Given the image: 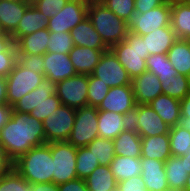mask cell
<instances>
[{"label": "cell", "mask_w": 190, "mask_h": 191, "mask_svg": "<svg viewBox=\"0 0 190 191\" xmlns=\"http://www.w3.org/2000/svg\"><path fill=\"white\" fill-rule=\"evenodd\" d=\"M46 143L42 121L29 113L12 110L10 119L0 130V150L12 161L31 148Z\"/></svg>", "instance_id": "6da1fadb"}, {"label": "cell", "mask_w": 190, "mask_h": 191, "mask_svg": "<svg viewBox=\"0 0 190 191\" xmlns=\"http://www.w3.org/2000/svg\"><path fill=\"white\" fill-rule=\"evenodd\" d=\"M13 167L30 184L53 182L50 143L31 148L13 162Z\"/></svg>", "instance_id": "7a4b0ae2"}, {"label": "cell", "mask_w": 190, "mask_h": 191, "mask_svg": "<svg viewBox=\"0 0 190 191\" xmlns=\"http://www.w3.org/2000/svg\"><path fill=\"white\" fill-rule=\"evenodd\" d=\"M87 17L109 49L124 41L129 33L128 23L117 17L99 0L89 1Z\"/></svg>", "instance_id": "3957f363"}, {"label": "cell", "mask_w": 190, "mask_h": 191, "mask_svg": "<svg viewBox=\"0 0 190 191\" xmlns=\"http://www.w3.org/2000/svg\"><path fill=\"white\" fill-rule=\"evenodd\" d=\"M119 63L126 69L131 79L147 71L146 60L150 55L145 47V39L129 31L125 40L110 48Z\"/></svg>", "instance_id": "277c9868"}, {"label": "cell", "mask_w": 190, "mask_h": 191, "mask_svg": "<svg viewBox=\"0 0 190 191\" xmlns=\"http://www.w3.org/2000/svg\"><path fill=\"white\" fill-rule=\"evenodd\" d=\"M50 149L53 159V182L60 185L76 179L77 147L68 141H60L50 143Z\"/></svg>", "instance_id": "5b68a950"}, {"label": "cell", "mask_w": 190, "mask_h": 191, "mask_svg": "<svg viewBox=\"0 0 190 191\" xmlns=\"http://www.w3.org/2000/svg\"><path fill=\"white\" fill-rule=\"evenodd\" d=\"M5 78L8 104L12 107L19 99L42 83L45 76L22 67L16 61L13 70Z\"/></svg>", "instance_id": "8992f818"}, {"label": "cell", "mask_w": 190, "mask_h": 191, "mask_svg": "<svg viewBox=\"0 0 190 191\" xmlns=\"http://www.w3.org/2000/svg\"><path fill=\"white\" fill-rule=\"evenodd\" d=\"M97 137L98 109L90 106L76 109L74 125L67 141L74 147H84Z\"/></svg>", "instance_id": "52a82bcc"}, {"label": "cell", "mask_w": 190, "mask_h": 191, "mask_svg": "<svg viewBox=\"0 0 190 191\" xmlns=\"http://www.w3.org/2000/svg\"><path fill=\"white\" fill-rule=\"evenodd\" d=\"M171 24V4L166 2L145 13L135 11L128 21V30L137 35H147L155 29Z\"/></svg>", "instance_id": "ba28073f"}, {"label": "cell", "mask_w": 190, "mask_h": 191, "mask_svg": "<svg viewBox=\"0 0 190 191\" xmlns=\"http://www.w3.org/2000/svg\"><path fill=\"white\" fill-rule=\"evenodd\" d=\"M76 109L61 104L42 121L46 143L67 141L74 125Z\"/></svg>", "instance_id": "9c48e42d"}, {"label": "cell", "mask_w": 190, "mask_h": 191, "mask_svg": "<svg viewBox=\"0 0 190 191\" xmlns=\"http://www.w3.org/2000/svg\"><path fill=\"white\" fill-rule=\"evenodd\" d=\"M130 127L140 137L169 134L170 126L154 111L149 104H136L130 117Z\"/></svg>", "instance_id": "30bf717a"}, {"label": "cell", "mask_w": 190, "mask_h": 191, "mask_svg": "<svg viewBox=\"0 0 190 191\" xmlns=\"http://www.w3.org/2000/svg\"><path fill=\"white\" fill-rule=\"evenodd\" d=\"M88 75L76 74L56 83L61 104L75 109L87 107Z\"/></svg>", "instance_id": "8fae6325"}, {"label": "cell", "mask_w": 190, "mask_h": 191, "mask_svg": "<svg viewBox=\"0 0 190 191\" xmlns=\"http://www.w3.org/2000/svg\"><path fill=\"white\" fill-rule=\"evenodd\" d=\"M92 75L101 79V82L107 84L110 88L131 85L132 81L111 49L104 51Z\"/></svg>", "instance_id": "7c38bea8"}, {"label": "cell", "mask_w": 190, "mask_h": 191, "mask_svg": "<svg viewBox=\"0 0 190 191\" xmlns=\"http://www.w3.org/2000/svg\"><path fill=\"white\" fill-rule=\"evenodd\" d=\"M90 0H69L68 3L50 17L47 23L49 31L70 32L78 23L87 17Z\"/></svg>", "instance_id": "4fadbf2b"}, {"label": "cell", "mask_w": 190, "mask_h": 191, "mask_svg": "<svg viewBox=\"0 0 190 191\" xmlns=\"http://www.w3.org/2000/svg\"><path fill=\"white\" fill-rule=\"evenodd\" d=\"M135 107L136 102L132 85H124L110 88L108 94L97 109L131 117Z\"/></svg>", "instance_id": "5bb4252c"}, {"label": "cell", "mask_w": 190, "mask_h": 191, "mask_svg": "<svg viewBox=\"0 0 190 191\" xmlns=\"http://www.w3.org/2000/svg\"><path fill=\"white\" fill-rule=\"evenodd\" d=\"M45 77L55 84L76 75L69 54L46 52L43 54Z\"/></svg>", "instance_id": "9a60e30c"}, {"label": "cell", "mask_w": 190, "mask_h": 191, "mask_svg": "<svg viewBox=\"0 0 190 191\" xmlns=\"http://www.w3.org/2000/svg\"><path fill=\"white\" fill-rule=\"evenodd\" d=\"M136 104H148L163 94L161 81L155 74L146 71L131 81Z\"/></svg>", "instance_id": "2e32d148"}, {"label": "cell", "mask_w": 190, "mask_h": 191, "mask_svg": "<svg viewBox=\"0 0 190 191\" xmlns=\"http://www.w3.org/2000/svg\"><path fill=\"white\" fill-rule=\"evenodd\" d=\"M142 179L147 191H167L169 189L165 162L151 158H141Z\"/></svg>", "instance_id": "e0dca14e"}, {"label": "cell", "mask_w": 190, "mask_h": 191, "mask_svg": "<svg viewBox=\"0 0 190 191\" xmlns=\"http://www.w3.org/2000/svg\"><path fill=\"white\" fill-rule=\"evenodd\" d=\"M56 94V84L49 78L45 77L34 90L24 95L13 106L12 110L20 113H30L34 107L41 102Z\"/></svg>", "instance_id": "ac0fdd59"}, {"label": "cell", "mask_w": 190, "mask_h": 191, "mask_svg": "<svg viewBox=\"0 0 190 191\" xmlns=\"http://www.w3.org/2000/svg\"><path fill=\"white\" fill-rule=\"evenodd\" d=\"M130 127L127 115L98 110V135L105 139H115L122 131Z\"/></svg>", "instance_id": "d6986e66"}, {"label": "cell", "mask_w": 190, "mask_h": 191, "mask_svg": "<svg viewBox=\"0 0 190 191\" xmlns=\"http://www.w3.org/2000/svg\"><path fill=\"white\" fill-rule=\"evenodd\" d=\"M106 50L74 46L68 54L77 74L91 75Z\"/></svg>", "instance_id": "ffe728a7"}, {"label": "cell", "mask_w": 190, "mask_h": 191, "mask_svg": "<svg viewBox=\"0 0 190 191\" xmlns=\"http://www.w3.org/2000/svg\"><path fill=\"white\" fill-rule=\"evenodd\" d=\"M74 46L92 49H109L97 33L88 17L84 18L71 31Z\"/></svg>", "instance_id": "44dd1931"}, {"label": "cell", "mask_w": 190, "mask_h": 191, "mask_svg": "<svg viewBox=\"0 0 190 191\" xmlns=\"http://www.w3.org/2000/svg\"><path fill=\"white\" fill-rule=\"evenodd\" d=\"M148 104L170 127L180 124V100L165 94H161Z\"/></svg>", "instance_id": "7402d4cb"}, {"label": "cell", "mask_w": 190, "mask_h": 191, "mask_svg": "<svg viewBox=\"0 0 190 191\" xmlns=\"http://www.w3.org/2000/svg\"><path fill=\"white\" fill-rule=\"evenodd\" d=\"M30 2L0 0V24L5 33L12 34L18 27Z\"/></svg>", "instance_id": "603a6c76"}, {"label": "cell", "mask_w": 190, "mask_h": 191, "mask_svg": "<svg viewBox=\"0 0 190 191\" xmlns=\"http://www.w3.org/2000/svg\"><path fill=\"white\" fill-rule=\"evenodd\" d=\"M50 18L41 13L33 4L25 11L17 29L11 34L14 43L23 36L46 29Z\"/></svg>", "instance_id": "cb8c5ba5"}, {"label": "cell", "mask_w": 190, "mask_h": 191, "mask_svg": "<svg viewBox=\"0 0 190 191\" xmlns=\"http://www.w3.org/2000/svg\"><path fill=\"white\" fill-rule=\"evenodd\" d=\"M171 156L169 134L141 137V158L165 162Z\"/></svg>", "instance_id": "d4e9b609"}, {"label": "cell", "mask_w": 190, "mask_h": 191, "mask_svg": "<svg viewBox=\"0 0 190 191\" xmlns=\"http://www.w3.org/2000/svg\"><path fill=\"white\" fill-rule=\"evenodd\" d=\"M142 37L145 39V47L150 55L167 54L168 50L177 40L171 25L155 29V31L147 35H142Z\"/></svg>", "instance_id": "484cf974"}, {"label": "cell", "mask_w": 190, "mask_h": 191, "mask_svg": "<svg viewBox=\"0 0 190 191\" xmlns=\"http://www.w3.org/2000/svg\"><path fill=\"white\" fill-rule=\"evenodd\" d=\"M49 39L50 31L48 28L20 37L15 42L17 54L43 55L47 52Z\"/></svg>", "instance_id": "4316f807"}, {"label": "cell", "mask_w": 190, "mask_h": 191, "mask_svg": "<svg viewBox=\"0 0 190 191\" xmlns=\"http://www.w3.org/2000/svg\"><path fill=\"white\" fill-rule=\"evenodd\" d=\"M115 155L141 158V137L131 127L122 131L113 139Z\"/></svg>", "instance_id": "83f0119b"}, {"label": "cell", "mask_w": 190, "mask_h": 191, "mask_svg": "<svg viewBox=\"0 0 190 191\" xmlns=\"http://www.w3.org/2000/svg\"><path fill=\"white\" fill-rule=\"evenodd\" d=\"M166 179L169 189L183 191L189 175L185 156H171L165 161Z\"/></svg>", "instance_id": "f1b7e54d"}, {"label": "cell", "mask_w": 190, "mask_h": 191, "mask_svg": "<svg viewBox=\"0 0 190 191\" xmlns=\"http://www.w3.org/2000/svg\"><path fill=\"white\" fill-rule=\"evenodd\" d=\"M171 27L177 39L190 40V4H171Z\"/></svg>", "instance_id": "f546056e"}, {"label": "cell", "mask_w": 190, "mask_h": 191, "mask_svg": "<svg viewBox=\"0 0 190 191\" xmlns=\"http://www.w3.org/2000/svg\"><path fill=\"white\" fill-rule=\"evenodd\" d=\"M168 60L177 70L178 74L188 77L190 70V42L189 40L177 39L167 52Z\"/></svg>", "instance_id": "4dcf8cb0"}, {"label": "cell", "mask_w": 190, "mask_h": 191, "mask_svg": "<svg viewBox=\"0 0 190 191\" xmlns=\"http://www.w3.org/2000/svg\"><path fill=\"white\" fill-rule=\"evenodd\" d=\"M117 183L142 174L141 158L117 156L110 163Z\"/></svg>", "instance_id": "1f68e13d"}, {"label": "cell", "mask_w": 190, "mask_h": 191, "mask_svg": "<svg viewBox=\"0 0 190 191\" xmlns=\"http://www.w3.org/2000/svg\"><path fill=\"white\" fill-rule=\"evenodd\" d=\"M85 183L89 191H115L117 181L110 166H98L85 178Z\"/></svg>", "instance_id": "d6a6232c"}, {"label": "cell", "mask_w": 190, "mask_h": 191, "mask_svg": "<svg viewBox=\"0 0 190 191\" xmlns=\"http://www.w3.org/2000/svg\"><path fill=\"white\" fill-rule=\"evenodd\" d=\"M161 81L162 93L178 100L184 99L190 93V81L186 75L178 74Z\"/></svg>", "instance_id": "836d02e7"}, {"label": "cell", "mask_w": 190, "mask_h": 191, "mask_svg": "<svg viewBox=\"0 0 190 191\" xmlns=\"http://www.w3.org/2000/svg\"><path fill=\"white\" fill-rule=\"evenodd\" d=\"M169 138L172 156L186 155L190 150V131L181 124L170 127Z\"/></svg>", "instance_id": "e575fe53"}, {"label": "cell", "mask_w": 190, "mask_h": 191, "mask_svg": "<svg viewBox=\"0 0 190 191\" xmlns=\"http://www.w3.org/2000/svg\"><path fill=\"white\" fill-rule=\"evenodd\" d=\"M86 147L98 159L100 166H110V163L115 158V148L112 139L97 137Z\"/></svg>", "instance_id": "d590c367"}, {"label": "cell", "mask_w": 190, "mask_h": 191, "mask_svg": "<svg viewBox=\"0 0 190 191\" xmlns=\"http://www.w3.org/2000/svg\"><path fill=\"white\" fill-rule=\"evenodd\" d=\"M147 71L158 76V79H168L178 75L177 70L171 65L167 54L149 55L146 60Z\"/></svg>", "instance_id": "8d00e7d4"}, {"label": "cell", "mask_w": 190, "mask_h": 191, "mask_svg": "<svg viewBox=\"0 0 190 191\" xmlns=\"http://www.w3.org/2000/svg\"><path fill=\"white\" fill-rule=\"evenodd\" d=\"M100 166L98 159L92 154V152L86 147H77L76 155V173L77 178L85 179L92 171Z\"/></svg>", "instance_id": "74e56055"}, {"label": "cell", "mask_w": 190, "mask_h": 191, "mask_svg": "<svg viewBox=\"0 0 190 191\" xmlns=\"http://www.w3.org/2000/svg\"><path fill=\"white\" fill-rule=\"evenodd\" d=\"M109 90L110 87L101 82V79L93 76L92 74L88 75V106L98 108L108 94Z\"/></svg>", "instance_id": "f35d334b"}, {"label": "cell", "mask_w": 190, "mask_h": 191, "mask_svg": "<svg viewBox=\"0 0 190 191\" xmlns=\"http://www.w3.org/2000/svg\"><path fill=\"white\" fill-rule=\"evenodd\" d=\"M47 43V52L68 54L74 48L70 32L50 31V39Z\"/></svg>", "instance_id": "ab89813d"}, {"label": "cell", "mask_w": 190, "mask_h": 191, "mask_svg": "<svg viewBox=\"0 0 190 191\" xmlns=\"http://www.w3.org/2000/svg\"><path fill=\"white\" fill-rule=\"evenodd\" d=\"M0 191H31V184L12 167L0 180Z\"/></svg>", "instance_id": "60d3db41"}, {"label": "cell", "mask_w": 190, "mask_h": 191, "mask_svg": "<svg viewBox=\"0 0 190 191\" xmlns=\"http://www.w3.org/2000/svg\"><path fill=\"white\" fill-rule=\"evenodd\" d=\"M117 17L128 23L135 13V0H99Z\"/></svg>", "instance_id": "b9f144b4"}, {"label": "cell", "mask_w": 190, "mask_h": 191, "mask_svg": "<svg viewBox=\"0 0 190 191\" xmlns=\"http://www.w3.org/2000/svg\"><path fill=\"white\" fill-rule=\"evenodd\" d=\"M61 105L57 94L49 96L46 101L41 102L29 113L39 121H44L48 115H51Z\"/></svg>", "instance_id": "7bdbcfd3"}, {"label": "cell", "mask_w": 190, "mask_h": 191, "mask_svg": "<svg viewBox=\"0 0 190 191\" xmlns=\"http://www.w3.org/2000/svg\"><path fill=\"white\" fill-rule=\"evenodd\" d=\"M17 61V49L13 43L6 51L0 52V76L6 77Z\"/></svg>", "instance_id": "ee69618b"}, {"label": "cell", "mask_w": 190, "mask_h": 191, "mask_svg": "<svg viewBox=\"0 0 190 191\" xmlns=\"http://www.w3.org/2000/svg\"><path fill=\"white\" fill-rule=\"evenodd\" d=\"M69 0H35L32 4L45 16L53 17Z\"/></svg>", "instance_id": "f6af8a7d"}, {"label": "cell", "mask_w": 190, "mask_h": 191, "mask_svg": "<svg viewBox=\"0 0 190 191\" xmlns=\"http://www.w3.org/2000/svg\"><path fill=\"white\" fill-rule=\"evenodd\" d=\"M17 62L22 67L34 70L35 72L45 76L43 55L17 54Z\"/></svg>", "instance_id": "bcb514c9"}, {"label": "cell", "mask_w": 190, "mask_h": 191, "mask_svg": "<svg viewBox=\"0 0 190 191\" xmlns=\"http://www.w3.org/2000/svg\"><path fill=\"white\" fill-rule=\"evenodd\" d=\"M117 191H147L141 175L117 183Z\"/></svg>", "instance_id": "7dc6e473"}, {"label": "cell", "mask_w": 190, "mask_h": 191, "mask_svg": "<svg viewBox=\"0 0 190 191\" xmlns=\"http://www.w3.org/2000/svg\"><path fill=\"white\" fill-rule=\"evenodd\" d=\"M59 191H89L85 179L76 178L58 185Z\"/></svg>", "instance_id": "c3c4849f"}, {"label": "cell", "mask_w": 190, "mask_h": 191, "mask_svg": "<svg viewBox=\"0 0 190 191\" xmlns=\"http://www.w3.org/2000/svg\"><path fill=\"white\" fill-rule=\"evenodd\" d=\"M166 3V0H135V11L145 13Z\"/></svg>", "instance_id": "681fc988"}, {"label": "cell", "mask_w": 190, "mask_h": 191, "mask_svg": "<svg viewBox=\"0 0 190 191\" xmlns=\"http://www.w3.org/2000/svg\"><path fill=\"white\" fill-rule=\"evenodd\" d=\"M13 162L0 150V180L12 169Z\"/></svg>", "instance_id": "f907efd6"}, {"label": "cell", "mask_w": 190, "mask_h": 191, "mask_svg": "<svg viewBox=\"0 0 190 191\" xmlns=\"http://www.w3.org/2000/svg\"><path fill=\"white\" fill-rule=\"evenodd\" d=\"M31 191H59V187L54 182L34 183Z\"/></svg>", "instance_id": "816d5d0a"}, {"label": "cell", "mask_w": 190, "mask_h": 191, "mask_svg": "<svg viewBox=\"0 0 190 191\" xmlns=\"http://www.w3.org/2000/svg\"><path fill=\"white\" fill-rule=\"evenodd\" d=\"M12 113V107L9 104L0 105V130L8 122Z\"/></svg>", "instance_id": "f5cc1de1"}, {"label": "cell", "mask_w": 190, "mask_h": 191, "mask_svg": "<svg viewBox=\"0 0 190 191\" xmlns=\"http://www.w3.org/2000/svg\"><path fill=\"white\" fill-rule=\"evenodd\" d=\"M181 118H190V93L180 101Z\"/></svg>", "instance_id": "db71d44e"}, {"label": "cell", "mask_w": 190, "mask_h": 191, "mask_svg": "<svg viewBox=\"0 0 190 191\" xmlns=\"http://www.w3.org/2000/svg\"><path fill=\"white\" fill-rule=\"evenodd\" d=\"M14 43L11 34L0 35V52L6 51Z\"/></svg>", "instance_id": "11a10c76"}, {"label": "cell", "mask_w": 190, "mask_h": 191, "mask_svg": "<svg viewBox=\"0 0 190 191\" xmlns=\"http://www.w3.org/2000/svg\"><path fill=\"white\" fill-rule=\"evenodd\" d=\"M7 82L5 77L0 76V105L8 104Z\"/></svg>", "instance_id": "9f6ffc18"}, {"label": "cell", "mask_w": 190, "mask_h": 191, "mask_svg": "<svg viewBox=\"0 0 190 191\" xmlns=\"http://www.w3.org/2000/svg\"><path fill=\"white\" fill-rule=\"evenodd\" d=\"M180 124L190 131V118H181Z\"/></svg>", "instance_id": "6f0895ef"}, {"label": "cell", "mask_w": 190, "mask_h": 191, "mask_svg": "<svg viewBox=\"0 0 190 191\" xmlns=\"http://www.w3.org/2000/svg\"><path fill=\"white\" fill-rule=\"evenodd\" d=\"M182 156H185V163L187 165L188 173L190 174V150L187 152L186 155H182Z\"/></svg>", "instance_id": "680465c9"}, {"label": "cell", "mask_w": 190, "mask_h": 191, "mask_svg": "<svg viewBox=\"0 0 190 191\" xmlns=\"http://www.w3.org/2000/svg\"><path fill=\"white\" fill-rule=\"evenodd\" d=\"M183 191H190V174L187 177L186 185H185Z\"/></svg>", "instance_id": "91938a15"}, {"label": "cell", "mask_w": 190, "mask_h": 191, "mask_svg": "<svg viewBox=\"0 0 190 191\" xmlns=\"http://www.w3.org/2000/svg\"><path fill=\"white\" fill-rule=\"evenodd\" d=\"M166 2L172 4V3H176V2H183V0H166Z\"/></svg>", "instance_id": "94428289"}, {"label": "cell", "mask_w": 190, "mask_h": 191, "mask_svg": "<svg viewBox=\"0 0 190 191\" xmlns=\"http://www.w3.org/2000/svg\"><path fill=\"white\" fill-rule=\"evenodd\" d=\"M10 1H15V2H30L29 0H10Z\"/></svg>", "instance_id": "6125c7cd"}, {"label": "cell", "mask_w": 190, "mask_h": 191, "mask_svg": "<svg viewBox=\"0 0 190 191\" xmlns=\"http://www.w3.org/2000/svg\"><path fill=\"white\" fill-rule=\"evenodd\" d=\"M5 34L4 30L2 29V26L0 24V35Z\"/></svg>", "instance_id": "be15d7a7"}, {"label": "cell", "mask_w": 190, "mask_h": 191, "mask_svg": "<svg viewBox=\"0 0 190 191\" xmlns=\"http://www.w3.org/2000/svg\"><path fill=\"white\" fill-rule=\"evenodd\" d=\"M184 3L190 4V0H183Z\"/></svg>", "instance_id": "e7e4bbea"}, {"label": "cell", "mask_w": 190, "mask_h": 191, "mask_svg": "<svg viewBox=\"0 0 190 191\" xmlns=\"http://www.w3.org/2000/svg\"><path fill=\"white\" fill-rule=\"evenodd\" d=\"M167 191H178V190L168 189Z\"/></svg>", "instance_id": "03108f58"}]
</instances>
